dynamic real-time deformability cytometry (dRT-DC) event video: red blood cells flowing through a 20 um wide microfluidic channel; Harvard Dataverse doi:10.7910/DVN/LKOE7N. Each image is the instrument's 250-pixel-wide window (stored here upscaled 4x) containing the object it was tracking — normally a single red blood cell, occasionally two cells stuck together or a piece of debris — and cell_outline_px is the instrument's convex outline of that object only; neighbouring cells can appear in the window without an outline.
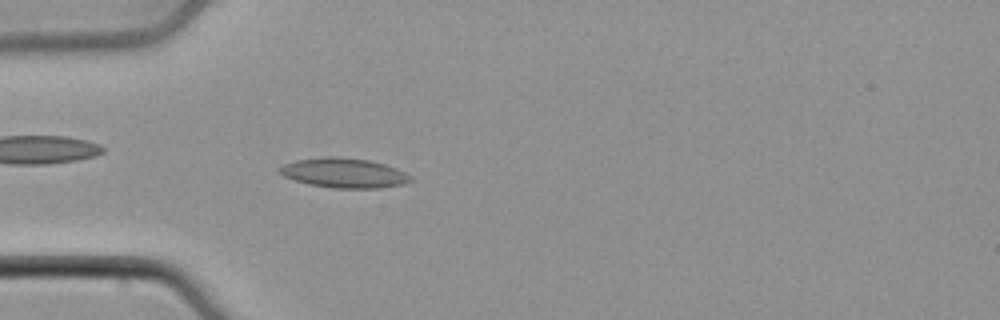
{"species": "common noctule bat (a hibernating species)", "species_latin": "Nyctalus noctula", "temperature_condition": "cold", "stored_images_in_passage": 43, "camera_frame_rate_fps": 3000, "um_per_image_px": 0.085, "animal": {"sex": "male", "body_mass_g": 21.5, "forearm_length_mm": 52.0}, "frame": {"image": 1, "passage_image": 9, "time_ms": 2.667, "image_size_px": [1000, 320], "cell_outline_px": [[412, 180], [404, 184], [380, 188], [332, 188], [308, 184], [284, 176], [276, 168], [284, 164], [296, 160], [324, 156], [336, 156], [368, 160], [384, 164], [396, 168], [412, 176]], "centroid_in_image_um": [29.23, 14.7], "position_along_channel_um": 55.8, "area_um2": 22.72}}
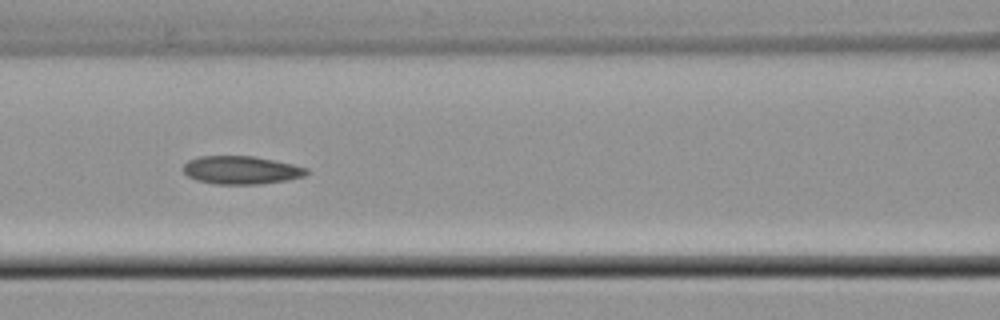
{"frame": {"image": 2, "passage_image": 16, "time_ms": 5.0, "image_size_px": [1000, 320], "cell_outline_px": [[308, 172], [304, 176], [288, 180], [260, 184], [216, 184], [196, 180], [188, 176], [184, 172], [184, 164], [188, 160], [200, 156], [256, 156], [292, 164], [308, 168]], "centroid_in_image_um": [20.51, 14.45], "position_along_channel_um": 146.1, "area_um2": 20.23}}
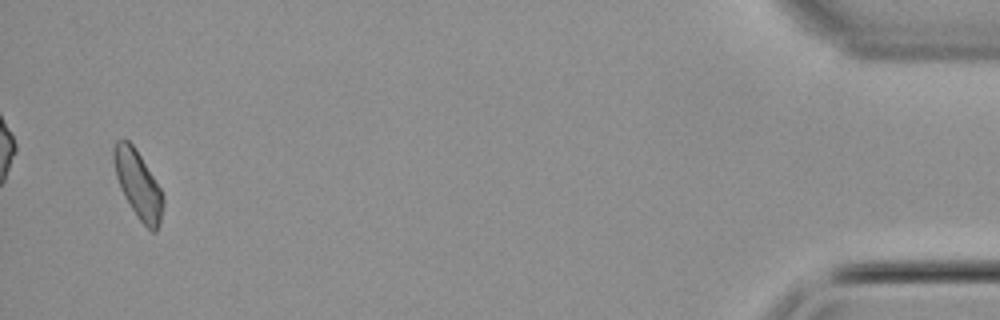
{"frame": {"image": 3, "passage_image": 42, "time_ms": 13.667, "image_size_px": [1000, 320], "cell_outline_px": [[164, 204], [160, 224], [156, 232], [152, 232], [140, 220], [124, 196], [116, 176], [112, 160], [112, 148], [116, 140], [128, 140], [132, 144], [140, 156], [160, 188], [164, 196]], "centroid_in_image_um": [11.73, 15.68], "position_along_channel_um": 423.5, "area_um2": 19.25}}